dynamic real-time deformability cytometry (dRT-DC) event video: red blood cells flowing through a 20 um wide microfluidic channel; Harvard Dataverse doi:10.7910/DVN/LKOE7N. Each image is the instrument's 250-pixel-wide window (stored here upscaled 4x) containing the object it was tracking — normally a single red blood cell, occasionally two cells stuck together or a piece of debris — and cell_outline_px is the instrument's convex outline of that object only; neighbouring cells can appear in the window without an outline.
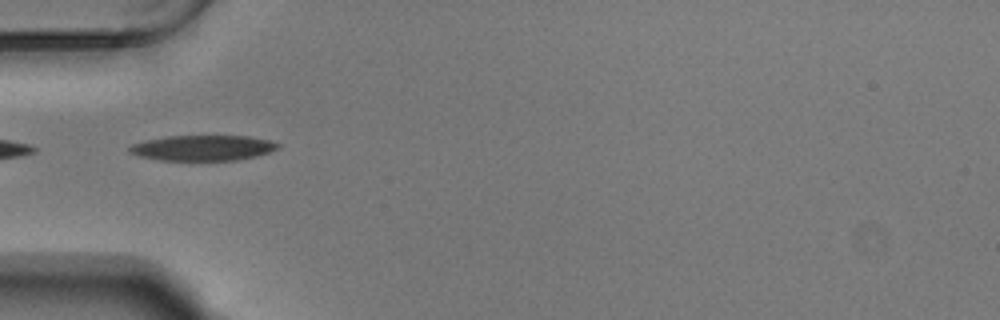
{"species": "Egyptian fruit bat (a non-hibernating species)", "species_latin": "Rousettus aegyptiacus", "temperature_condition": "warm", "stored_images_in_passage": 38, "camera_frame_rate_fps": 3000, "um_per_image_px": 0.085, "animal": {"sex": "male"}, "frame": {"image": 1, "passage_image": 1, "time_ms": 0.0, "image_size_px": [1000, 320], "cell_outline_px": [[280, 148], [256, 156], [236, 160], [164, 160], [140, 156], [128, 152], [128, 148], [132, 144], [144, 140], [164, 136], [248, 136], [268, 140], [280, 144]], "centroid_in_image_um": [17.22, 12.56], "position_along_channel_um": 67.8, "area_um2": 21.91}}
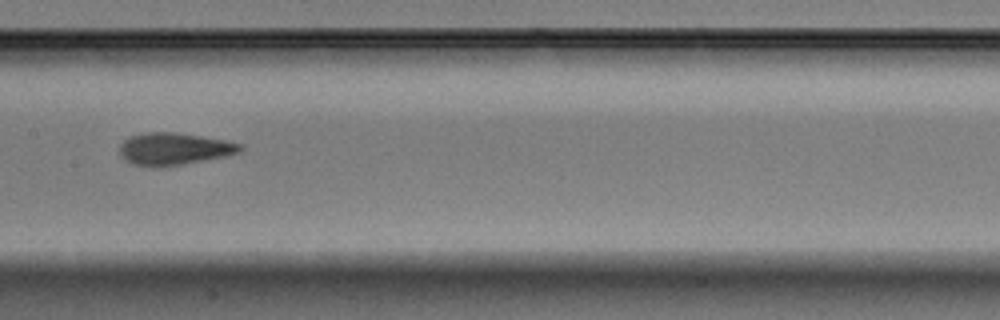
{"frame": {"image": 2, "passage_image": 11, "time_ms": 3.333, "image_size_px": [1000, 320], "cell_outline_px": [[244, 148], [240, 152], [224, 156], [180, 164], [132, 164], [120, 152], [120, 144], [128, 136], [148, 132], [176, 132], [224, 140], [244, 144]], "centroid_in_image_um": [14.85, 12.6], "position_along_channel_um": 192.6, "area_um2": 21.73}}
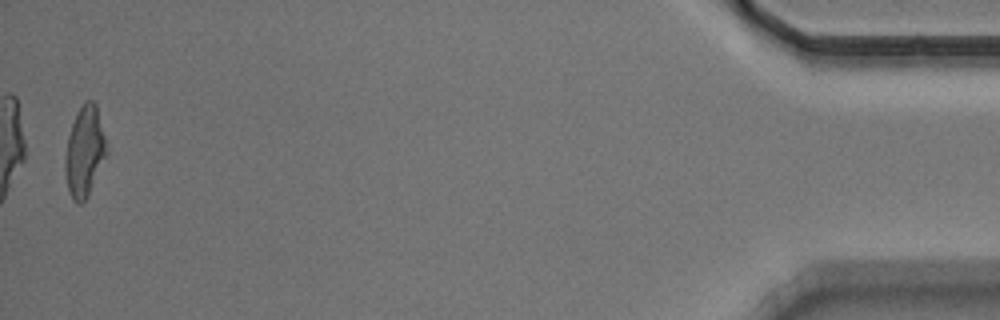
{"frame": {"image": 3, "passage_image": 37, "time_ms": 12.0, "image_size_px": [1000, 320], "cell_outline_px": [[108, 152], [88, 196], [80, 204], [76, 204], [72, 200], [68, 188], [64, 168], [64, 160], [68, 136], [76, 112], [84, 100], [92, 100], [96, 104]], "centroid_in_image_um": [7.18, 12.88], "position_along_channel_um": 428.0, "area_um2": 21.79}, "authors_computed_cell_mechanics": {"area_um2": 21.964, "velocity_mm_per_s": 3.7278, "shape_relaxation_time_tau1_ms": 4.5324, "shape_relaxation_time_tau2_ms": 1.5783, "deformation_change_tau1": 0.1795, "deformation_change_tau2": 0.1038}}